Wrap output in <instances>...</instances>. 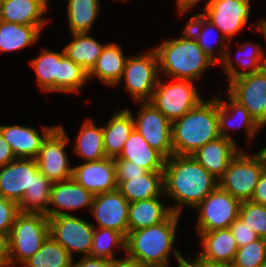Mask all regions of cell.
Here are the masks:
<instances>
[{"mask_svg":"<svg viewBox=\"0 0 266 267\" xmlns=\"http://www.w3.org/2000/svg\"><path fill=\"white\" fill-rule=\"evenodd\" d=\"M163 186L164 196L176 202L169 205L171 212L181 215L183 205L195 208L219 186V181L192 155L174 154L166 159Z\"/></svg>","mask_w":266,"mask_h":267,"instance_id":"obj_1","label":"cell"},{"mask_svg":"<svg viewBox=\"0 0 266 267\" xmlns=\"http://www.w3.org/2000/svg\"><path fill=\"white\" fill-rule=\"evenodd\" d=\"M180 217L172 212L159 224L130 231L126 236L125 253L148 267H168L170 252L178 262L182 261L183 254L173 249Z\"/></svg>","mask_w":266,"mask_h":267,"instance_id":"obj_2","label":"cell"},{"mask_svg":"<svg viewBox=\"0 0 266 267\" xmlns=\"http://www.w3.org/2000/svg\"><path fill=\"white\" fill-rule=\"evenodd\" d=\"M183 35L167 39L153 47L159 71L172 79L198 81L216 62L201 48L192 33L184 27Z\"/></svg>","mask_w":266,"mask_h":267,"instance_id":"obj_3","label":"cell"},{"mask_svg":"<svg viewBox=\"0 0 266 267\" xmlns=\"http://www.w3.org/2000/svg\"><path fill=\"white\" fill-rule=\"evenodd\" d=\"M218 99L202 100L196 107L172 122L174 154L192 155L219 137Z\"/></svg>","mask_w":266,"mask_h":267,"instance_id":"obj_4","label":"cell"},{"mask_svg":"<svg viewBox=\"0 0 266 267\" xmlns=\"http://www.w3.org/2000/svg\"><path fill=\"white\" fill-rule=\"evenodd\" d=\"M37 77V85L44 92L80 93L89 82L88 72L69 59L62 51L42 49L29 61Z\"/></svg>","mask_w":266,"mask_h":267,"instance_id":"obj_5","label":"cell"},{"mask_svg":"<svg viewBox=\"0 0 266 267\" xmlns=\"http://www.w3.org/2000/svg\"><path fill=\"white\" fill-rule=\"evenodd\" d=\"M49 236V218L43 213L19 212L9 233L11 267L34 255Z\"/></svg>","mask_w":266,"mask_h":267,"instance_id":"obj_6","label":"cell"},{"mask_svg":"<svg viewBox=\"0 0 266 267\" xmlns=\"http://www.w3.org/2000/svg\"><path fill=\"white\" fill-rule=\"evenodd\" d=\"M265 168L266 155L261 149L254 154L241 149L218 180L219 187L241 202L250 201Z\"/></svg>","mask_w":266,"mask_h":267,"instance_id":"obj_7","label":"cell"},{"mask_svg":"<svg viewBox=\"0 0 266 267\" xmlns=\"http://www.w3.org/2000/svg\"><path fill=\"white\" fill-rule=\"evenodd\" d=\"M176 82H166L159 78L150 102L171 123L191 109L203 99L194 85V81L175 79Z\"/></svg>","mask_w":266,"mask_h":267,"instance_id":"obj_8","label":"cell"},{"mask_svg":"<svg viewBox=\"0 0 266 267\" xmlns=\"http://www.w3.org/2000/svg\"><path fill=\"white\" fill-rule=\"evenodd\" d=\"M159 61L155 49L145 51V54L128 56L123 75L119 81H124L126 90L136 102L149 101L159 80Z\"/></svg>","mask_w":266,"mask_h":267,"instance_id":"obj_9","label":"cell"},{"mask_svg":"<svg viewBox=\"0 0 266 267\" xmlns=\"http://www.w3.org/2000/svg\"><path fill=\"white\" fill-rule=\"evenodd\" d=\"M241 201L219 186L208 194L194 209L198 212V233L227 229L239 217Z\"/></svg>","mask_w":266,"mask_h":267,"instance_id":"obj_10","label":"cell"},{"mask_svg":"<svg viewBox=\"0 0 266 267\" xmlns=\"http://www.w3.org/2000/svg\"><path fill=\"white\" fill-rule=\"evenodd\" d=\"M95 223L74 214L49 218V235L61 244L73 258L75 253L90 256Z\"/></svg>","mask_w":266,"mask_h":267,"instance_id":"obj_11","label":"cell"},{"mask_svg":"<svg viewBox=\"0 0 266 267\" xmlns=\"http://www.w3.org/2000/svg\"><path fill=\"white\" fill-rule=\"evenodd\" d=\"M64 130L62 125H57L44 139L35 158L39 171L51 182L72 177L73 167L65 149L70 139Z\"/></svg>","mask_w":266,"mask_h":267,"instance_id":"obj_12","label":"cell"},{"mask_svg":"<svg viewBox=\"0 0 266 267\" xmlns=\"http://www.w3.org/2000/svg\"><path fill=\"white\" fill-rule=\"evenodd\" d=\"M228 94L243 105L263 129L266 125V67L228 83Z\"/></svg>","mask_w":266,"mask_h":267,"instance_id":"obj_13","label":"cell"},{"mask_svg":"<svg viewBox=\"0 0 266 267\" xmlns=\"http://www.w3.org/2000/svg\"><path fill=\"white\" fill-rule=\"evenodd\" d=\"M140 105L137 117L132 112L134 128L145 141L166 159L174 155L172 148V123L150 102H137Z\"/></svg>","mask_w":266,"mask_h":267,"instance_id":"obj_14","label":"cell"},{"mask_svg":"<svg viewBox=\"0 0 266 267\" xmlns=\"http://www.w3.org/2000/svg\"><path fill=\"white\" fill-rule=\"evenodd\" d=\"M201 14L215 25L227 41L245 27L251 15L250 0H212Z\"/></svg>","mask_w":266,"mask_h":267,"instance_id":"obj_15","label":"cell"},{"mask_svg":"<svg viewBox=\"0 0 266 267\" xmlns=\"http://www.w3.org/2000/svg\"><path fill=\"white\" fill-rule=\"evenodd\" d=\"M91 215L98 223L95 228H108L122 233H129V202L118 189L94 195Z\"/></svg>","mask_w":266,"mask_h":267,"instance_id":"obj_16","label":"cell"},{"mask_svg":"<svg viewBox=\"0 0 266 267\" xmlns=\"http://www.w3.org/2000/svg\"><path fill=\"white\" fill-rule=\"evenodd\" d=\"M72 178L93 195L110 192L118 187L114 158L111 157L73 166Z\"/></svg>","mask_w":266,"mask_h":267,"instance_id":"obj_17","label":"cell"},{"mask_svg":"<svg viewBox=\"0 0 266 267\" xmlns=\"http://www.w3.org/2000/svg\"><path fill=\"white\" fill-rule=\"evenodd\" d=\"M36 159L16 158L0 167V196L19 204L38 171Z\"/></svg>","mask_w":266,"mask_h":267,"instance_id":"obj_18","label":"cell"},{"mask_svg":"<svg viewBox=\"0 0 266 267\" xmlns=\"http://www.w3.org/2000/svg\"><path fill=\"white\" fill-rule=\"evenodd\" d=\"M93 199L94 195L77 183L72 177L66 180L52 182L48 218L70 214L66 212L67 210L77 211V209L86 207L90 211ZM50 205L55 206V208L50 207Z\"/></svg>","mask_w":266,"mask_h":267,"instance_id":"obj_19","label":"cell"},{"mask_svg":"<svg viewBox=\"0 0 266 267\" xmlns=\"http://www.w3.org/2000/svg\"><path fill=\"white\" fill-rule=\"evenodd\" d=\"M221 94L215 95L218 99V125L219 135L225 138L233 139L228 129H244L248 140H253L258 136L262 129L250 116L247 109L227 94V100L221 99ZM238 116V117H237ZM236 117V118H235ZM236 119V120H235Z\"/></svg>","mask_w":266,"mask_h":267,"instance_id":"obj_20","label":"cell"},{"mask_svg":"<svg viewBox=\"0 0 266 267\" xmlns=\"http://www.w3.org/2000/svg\"><path fill=\"white\" fill-rule=\"evenodd\" d=\"M42 126L41 133L25 125H0V132L16 158L35 159L47 135L56 127Z\"/></svg>","mask_w":266,"mask_h":267,"instance_id":"obj_21","label":"cell"},{"mask_svg":"<svg viewBox=\"0 0 266 267\" xmlns=\"http://www.w3.org/2000/svg\"><path fill=\"white\" fill-rule=\"evenodd\" d=\"M235 140L219 136L206 143L192 156L216 179H220L230 161L241 150Z\"/></svg>","mask_w":266,"mask_h":267,"instance_id":"obj_22","label":"cell"},{"mask_svg":"<svg viewBox=\"0 0 266 267\" xmlns=\"http://www.w3.org/2000/svg\"><path fill=\"white\" fill-rule=\"evenodd\" d=\"M230 44H227L225 55L222 61L219 63L226 73L228 78V83L236 78H239L244 75L252 74L253 72L259 71L261 68L266 67V56L263 51V48L259 44H255L247 41L243 44H237L238 52L236 54V63L239 69L235 65L231 51ZM230 51V52H229ZM244 56V57H243ZM240 69H242L240 71Z\"/></svg>","mask_w":266,"mask_h":267,"instance_id":"obj_23","label":"cell"},{"mask_svg":"<svg viewBox=\"0 0 266 267\" xmlns=\"http://www.w3.org/2000/svg\"><path fill=\"white\" fill-rule=\"evenodd\" d=\"M202 250L196 254L205 261L233 263L238 245L229 228L198 233Z\"/></svg>","mask_w":266,"mask_h":267,"instance_id":"obj_24","label":"cell"},{"mask_svg":"<svg viewBox=\"0 0 266 267\" xmlns=\"http://www.w3.org/2000/svg\"><path fill=\"white\" fill-rule=\"evenodd\" d=\"M48 4V0H3L0 20L22 25H46L43 15Z\"/></svg>","mask_w":266,"mask_h":267,"instance_id":"obj_25","label":"cell"},{"mask_svg":"<svg viewBox=\"0 0 266 267\" xmlns=\"http://www.w3.org/2000/svg\"><path fill=\"white\" fill-rule=\"evenodd\" d=\"M119 45L116 42L105 44L95 66L88 73L89 81L96 77L108 86L118 85L128 58Z\"/></svg>","mask_w":266,"mask_h":267,"instance_id":"obj_26","label":"cell"},{"mask_svg":"<svg viewBox=\"0 0 266 267\" xmlns=\"http://www.w3.org/2000/svg\"><path fill=\"white\" fill-rule=\"evenodd\" d=\"M102 128L106 157H118L123 150L125 142L134 130L132 110L123 108L115 112Z\"/></svg>","mask_w":266,"mask_h":267,"instance_id":"obj_27","label":"cell"},{"mask_svg":"<svg viewBox=\"0 0 266 267\" xmlns=\"http://www.w3.org/2000/svg\"><path fill=\"white\" fill-rule=\"evenodd\" d=\"M116 158L132 161L146 171H163L166 162V158L153 149L135 128Z\"/></svg>","mask_w":266,"mask_h":267,"instance_id":"obj_28","label":"cell"},{"mask_svg":"<svg viewBox=\"0 0 266 267\" xmlns=\"http://www.w3.org/2000/svg\"><path fill=\"white\" fill-rule=\"evenodd\" d=\"M117 189L129 203L161 197L164 194L163 171H146L143 175L117 181Z\"/></svg>","mask_w":266,"mask_h":267,"instance_id":"obj_29","label":"cell"},{"mask_svg":"<svg viewBox=\"0 0 266 267\" xmlns=\"http://www.w3.org/2000/svg\"><path fill=\"white\" fill-rule=\"evenodd\" d=\"M192 35L196 38L198 44L201 48L216 62L220 63L225 55L228 42L222 35L221 31L208 21L201 13H197L188 19L185 26ZM214 34V35H213ZM217 35V36H216ZM218 40L214 41L216 37ZM212 39V40H211ZM214 39V40H213ZM213 42L220 48L218 54L216 55V46Z\"/></svg>","mask_w":266,"mask_h":267,"instance_id":"obj_30","label":"cell"},{"mask_svg":"<svg viewBox=\"0 0 266 267\" xmlns=\"http://www.w3.org/2000/svg\"><path fill=\"white\" fill-rule=\"evenodd\" d=\"M160 197L129 203V232L163 222L172 212Z\"/></svg>","mask_w":266,"mask_h":267,"instance_id":"obj_31","label":"cell"},{"mask_svg":"<svg viewBox=\"0 0 266 267\" xmlns=\"http://www.w3.org/2000/svg\"><path fill=\"white\" fill-rule=\"evenodd\" d=\"M44 27L0 20V52L20 51L35 44Z\"/></svg>","mask_w":266,"mask_h":267,"instance_id":"obj_32","label":"cell"},{"mask_svg":"<svg viewBox=\"0 0 266 267\" xmlns=\"http://www.w3.org/2000/svg\"><path fill=\"white\" fill-rule=\"evenodd\" d=\"M89 34H71V42L63 47L65 55L76 64L81 65L88 73L95 66L105 46Z\"/></svg>","mask_w":266,"mask_h":267,"instance_id":"obj_33","label":"cell"},{"mask_svg":"<svg viewBox=\"0 0 266 267\" xmlns=\"http://www.w3.org/2000/svg\"><path fill=\"white\" fill-rule=\"evenodd\" d=\"M75 154L86 161H98L106 157L103 143V128L92 119H85L73 147Z\"/></svg>","mask_w":266,"mask_h":267,"instance_id":"obj_34","label":"cell"},{"mask_svg":"<svg viewBox=\"0 0 266 267\" xmlns=\"http://www.w3.org/2000/svg\"><path fill=\"white\" fill-rule=\"evenodd\" d=\"M66 11L71 34L90 33L100 13V0H67Z\"/></svg>","mask_w":266,"mask_h":267,"instance_id":"obj_35","label":"cell"},{"mask_svg":"<svg viewBox=\"0 0 266 267\" xmlns=\"http://www.w3.org/2000/svg\"><path fill=\"white\" fill-rule=\"evenodd\" d=\"M52 182L39 170L32 176V184L18 204L21 212L43 213L48 217Z\"/></svg>","mask_w":266,"mask_h":267,"instance_id":"obj_36","label":"cell"},{"mask_svg":"<svg viewBox=\"0 0 266 267\" xmlns=\"http://www.w3.org/2000/svg\"><path fill=\"white\" fill-rule=\"evenodd\" d=\"M73 260L69 252L49 235L41 248L22 265L25 267H72Z\"/></svg>","mask_w":266,"mask_h":267,"instance_id":"obj_37","label":"cell"},{"mask_svg":"<svg viewBox=\"0 0 266 267\" xmlns=\"http://www.w3.org/2000/svg\"><path fill=\"white\" fill-rule=\"evenodd\" d=\"M126 237L113 229L95 228L90 256L115 259L114 249H123L125 252Z\"/></svg>","mask_w":266,"mask_h":267,"instance_id":"obj_38","label":"cell"},{"mask_svg":"<svg viewBox=\"0 0 266 267\" xmlns=\"http://www.w3.org/2000/svg\"><path fill=\"white\" fill-rule=\"evenodd\" d=\"M266 261V240L258 238L245 246L239 247L234 267H260Z\"/></svg>","mask_w":266,"mask_h":267,"instance_id":"obj_39","label":"cell"},{"mask_svg":"<svg viewBox=\"0 0 266 267\" xmlns=\"http://www.w3.org/2000/svg\"><path fill=\"white\" fill-rule=\"evenodd\" d=\"M239 217L259 238L266 239V206L251 200L244 201L241 203Z\"/></svg>","mask_w":266,"mask_h":267,"instance_id":"obj_40","label":"cell"},{"mask_svg":"<svg viewBox=\"0 0 266 267\" xmlns=\"http://www.w3.org/2000/svg\"><path fill=\"white\" fill-rule=\"evenodd\" d=\"M20 212L16 202L0 196V233L8 234L11 231L15 217Z\"/></svg>","mask_w":266,"mask_h":267,"instance_id":"obj_41","label":"cell"},{"mask_svg":"<svg viewBox=\"0 0 266 267\" xmlns=\"http://www.w3.org/2000/svg\"><path fill=\"white\" fill-rule=\"evenodd\" d=\"M229 229L236 240L238 248L245 246L259 238L258 235L251 228H249L240 217H237L232 222Z\"/></svg>","mask_w":266,"mask_h":267,"instance_id":"obj_42","label":"cell"},{"mask_svg":"<svg viewBox=\"0 0 266 267\" xmlns=\"http://www.w3.org/2000/svg\"><path fill=\"white\" fill-rule=\"evenodd\" d=\"M114 166L116 181H127L129 177L140 176L146 172L144 168L126 159L114 158Z\"/></svg>","mask_w":266,"mask_h":267,"instance_id":"obj_43","label":"cell"},{"mask_svg":"<svg viewBox=\"0 0 266 267\" xmlns=\"http://www.w3.org/2000/svg\"><path fill=\"white\" fill-rule=\"evenodd\" d=\"M111 260L106 258L85 256L72 262V267H110Z\"/></svg>","mask_w":266,"mask_h":267,"instance_id":"obj_44","label":"cell"},{"mask_svg":"<svg viewBox=\"0 0 266 267\" xmlns=\"http://www.w3.org/2000/svg\"><path fill=\"white\" fill-rule=\"evenodd\" d=\"M251 201L266 206V168L259 177Z\"/></svg>","mask_w":266,"mask_h":267,"instance_id":"obj_45","label":"cell"},{"mask_svg":"<svg viewBox=\"0 0 266 267\" xmlns=\"http://www.w3.org/2000/svg\"><path fill=\"white\" fill-rule=\"evenodd\" d=\"M0 267H11L9 235L0 233Z\"/></svg>","mask_w":266,"mask_h":267,"instance_id":"obj_46","label":"cell"},{"mask_svg":"<svg viewBox=\"0 0 266 267\" xmlns=\"http://www.w3.org/2000/svg\"><path fill=\"white\" fill-rule=\"evenodd\" d=\"M16 159L11 147L0 132V167L5 166Z\"/></svg>","mask_w":266,"mask_h":267,"instance_id":"obj_47","label":"cell"},{"mask_svg":"<svg viewBox=\"0 0 266 267\" xmlns=\"http://www.w3.org/2000/svg\"><path fill=\"white\" fill-rule=\"evenodd\" d=\"M122 259H112L110 263V267H148L141 261L137 260L136 258H133L127 254Z\"/></svg>","mask_w":266,"mask_h":267,"instance_id":"obj_48","label":"cell"},{"mask_svg":"<svg viewBox=\"0 0 266 267\" xmlns=\"http://www.w3.org/2000/svg\"><path fill=\"white\" fill-rule=\"evenodd\" d=\"M203 0H177L176 1V8L179 12V14H183L188 12L189 10L191 11V9H193V7H195V5H199L198 3H200ZM207 3L203 6V10L205 8H207L210 5V2L212 0H206Z\"/></svg>","mask_w":266,"mask_h":267,"instance_id":"obj_49","label":"cell"},{"mask_svg":"<svg viewBox=\"0 0 266 267\" xmlns=\"http://www.w3.org/2000/svg\"><path fill=\"white\" fill-rule=\"evenodd\" d=\"M189 260L196 266V267H234L233 263H221V262H210L202 260L197 254L191 260Z\"/></svg>","mask_w":266,"mask_h":267,"instance_id":"obj_50","label":"cell"},{"mask_svg":"<svg viewBox=\"0 0 266 267\" xmlns=\"http://www.w3.org/2000/svg\"><path fill=\"white\" fill-rule=\"evenodd\" d=\"M256 29L260 31V33H262V35L264 36L265 40H266V19H260Z\"/></svg>","mask_w":266,"mask_h":267,"instance_id":"obj_51","label":"cell"},{"mask_svg":"<svg viewBox=\"0 0 266 267\" xmlns=\"http://www.w3.org/2000/svg\"><path fill=\"white\" fill-rule=\"evenodd\" d=\"M177 267H196L188 258L178 262Z\"/></svg>","mask_w":266,"mask_h":267,"instance_id":"obj_52","label":"cell"},{"mask_svg":"<svg viewBox=\"0 0 266 267\" xmlns=\"http://www.w3.org/2000/svg\"><path fill=\"white\" fill-rule=\"evenodd\" d=\"M261 150H262V151L265 153V155H266V147H263Z\"/></svg>","mask_w":266,"mask_h":267,"instance_id":"obj_53","label":"cell"},{"mask_svg":"<svg viewBox=\"0 0 266 267\" xmlns=\"http://www.w3.org/2000/svg\"><path fill=\"white\" fill-rule=\"evenodd\" d=\"M260 267H266V261Z\"/></svg>","mask_w":266,"mask_h":267,"instance_id":"obj_54","label":"cell"}]
</instances>
